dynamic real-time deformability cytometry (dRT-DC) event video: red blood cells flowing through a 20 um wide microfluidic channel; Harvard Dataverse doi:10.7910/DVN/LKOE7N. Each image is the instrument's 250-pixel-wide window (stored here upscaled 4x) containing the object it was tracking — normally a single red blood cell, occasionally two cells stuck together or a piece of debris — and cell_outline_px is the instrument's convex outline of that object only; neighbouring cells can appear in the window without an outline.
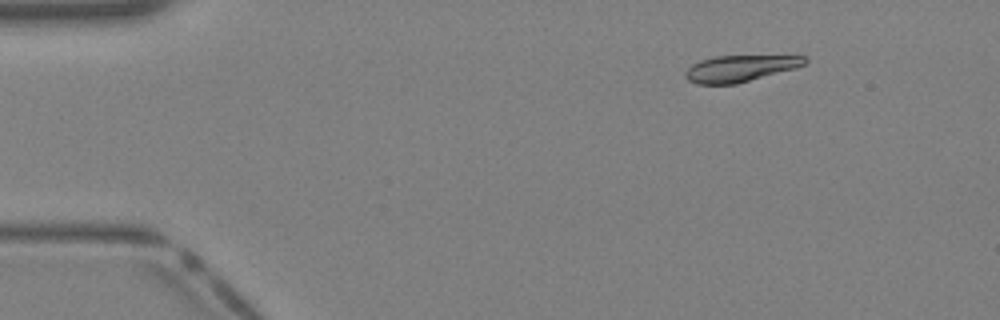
{"species": "Egyptian fruit bat (a non-hibernating species)", "species_latin": "Rousettus aegyptiacus", "temperature_condition": "warm", "stored_images_in_passage": 37, "camera_frame_rate_fps": 3000, "um_per_image_px": 0.085, "animal": {"sex": "female"}, "frame": {"image": 1, "passage_image": 3, "time_ms": 0.667, "image_size_px": [1000, 320], "cell_outline_px": [[808, 60], [804, 64], [796, 68], [736, 84], [696, 84], [688, 80], [684, 76], [684, 72], [692, 64], [700, 60], [716, 56], [804, 56]], "centroid_in_image_um": [62.86, 5.82], "position_along_channel_um": 22.1, "area_um2": 18.32}}
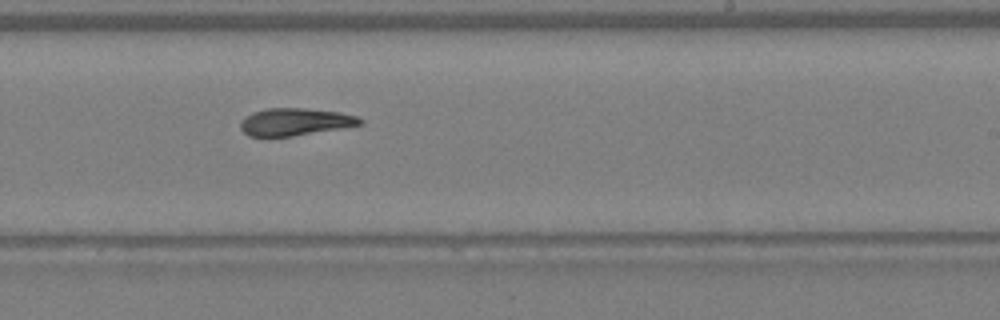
{"frame": {"image": 2, "passage_image": 22, "time_ms": 7.0, "image_size_px": [1000, 320], "cell_outline_px": [[364, 120], [360, 124], [340, 128], [292, 136], [248, 136], [240, 128], [240, 124], [244, 116], [252, 112], [264, 108], [304, 108], [340, 112], [356, 116]], "centroid_in_image_um": [25.03, 10.34], "position_along_channel_um": 264.0, "area_um2": 18.96}}
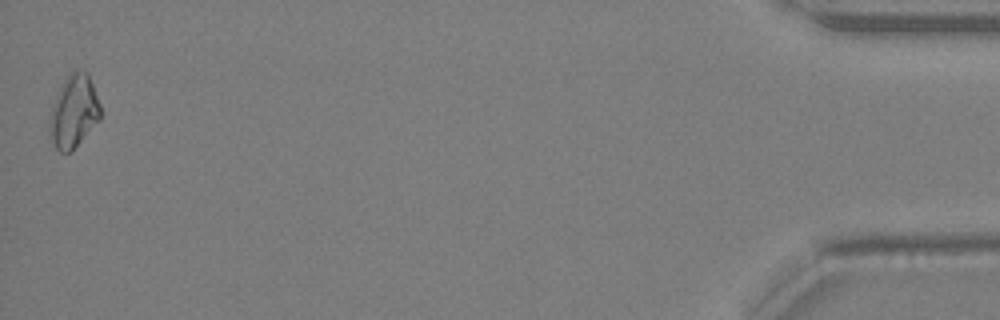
{"frame": {"image": 3, "passage_image": 37, "time_ms": 12.0, "image_size_px": [1000, 320], "cell_outline_px": [[100, 120], [72, 152], [60, 152], [56, 148], [48, 132], [48, 120], [56, 96], [64, 80], [76, 68], [88, 72], [100, 104]], "centroid_in_image_um": [6.27, 9.49], "position_along_channel_um": 428.9, "area_um2": 21.68}}